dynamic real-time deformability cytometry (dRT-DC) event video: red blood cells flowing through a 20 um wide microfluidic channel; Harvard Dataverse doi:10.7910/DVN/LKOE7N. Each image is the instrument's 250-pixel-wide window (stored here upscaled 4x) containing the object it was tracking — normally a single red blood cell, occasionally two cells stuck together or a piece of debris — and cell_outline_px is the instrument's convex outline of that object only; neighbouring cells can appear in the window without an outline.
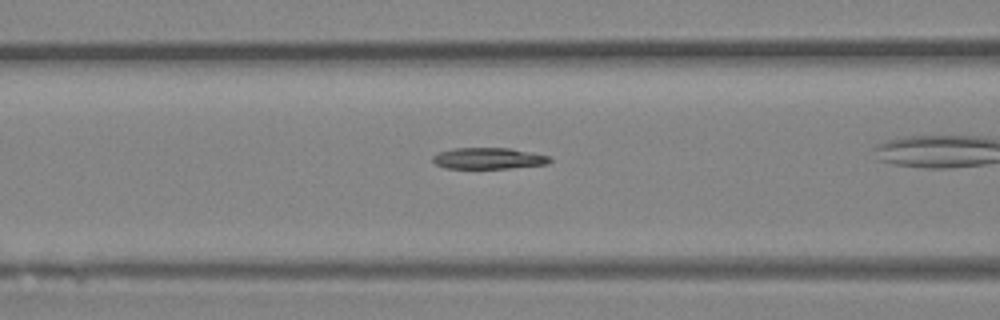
{"species": "Egyptian fruit bat (a non-hibernating species)", "species_latin": "Rousettus aegyptiacus", "temperature_condition": "room temperature", "stored_images_in_passage": 31, "segment_of_instrument_passage": [1, 2], "camera_frame_rate_fps": 3000, "um_per_image_px": 0.085, "animal": {"sex": "female"}, "frame": {"image": 1, "passage_image": 12, "time_ms": 3.667, "image_size_px": [1000, 320], "cell_outline_px": [[552, 160], [548, 164], [508, 168], [444, 168], [436, 164], [432, 160], [432, 156], [440, 152], [452, 148], [508, 148], [548, 156]], "centroid_in_image_um": [41.48, 13.46], "position_along_channel_um": 125.1, "area_um2": 14.33}}
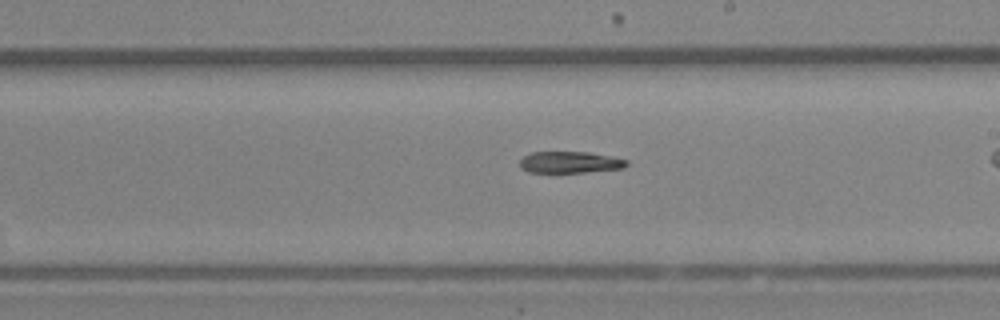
{"frame": {"image": 2, "passage_image": 20, "time_ms": 6.333, "image_size_px": [1000, 320], "cell_outline_px": [[628, 164], [624, 168], [584, 172], [528, 172], [520, 168], [520, 160], [524, 156], [532, 152], [588, 152], [612, 156], [628, 160]], "centroid_in_image_um": [48.46, 13.79], "position_along_channel_um": 240.5, "area_um2": 13.41}}
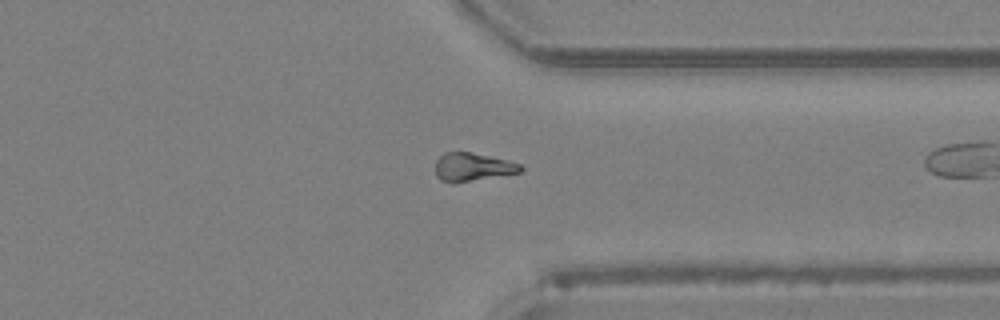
{"frame": {"image": 3, "passage_image": 29, "time_ms": 9.333, "image_size_px": [1000, 320], "cell_outline_px": [[524, 168], [520, 172], [456, 184], [452, 184], [440, 180], [436, 176], [436, 160], [444, 152], [472, 152], [508, 160], [520, 164]], "centroid_in_image_um": [40.15, 14.21], "position_along_channel_um": 371.3, "area_um2": 14.28}}